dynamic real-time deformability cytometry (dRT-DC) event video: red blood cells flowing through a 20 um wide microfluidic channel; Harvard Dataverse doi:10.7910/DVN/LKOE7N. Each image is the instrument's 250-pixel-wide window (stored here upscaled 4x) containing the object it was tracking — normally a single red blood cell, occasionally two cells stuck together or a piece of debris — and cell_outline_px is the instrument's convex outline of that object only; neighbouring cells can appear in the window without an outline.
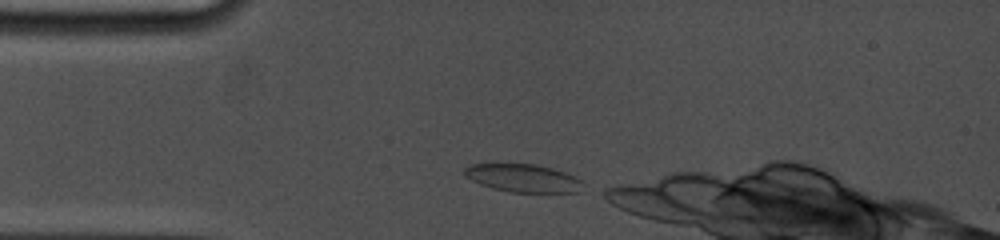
{"species": "common noctule bat (a hibernating species)", "species_latin": "Nyctalus noctula", "temperature_condition": "cold", "stored_images_in_passage": 5, "camera_frame_rate_fps": 5000, "um_per_image_px": 0.085, "animal": {"sex": "female", "body_mass_g": 19.0, "forearm_length_mm": 53.3}, "frame": {"image": 1, "passage_image": 1, "time_ms": 0.0, "image_size_px": [1000, 240], "cell_outline_px": [[580, 192], [508, 192], [492, 188], [480, 184], [464, 176], [464, 168], [468, 164], [536, 164], [552, 168], [564, 172], [580, 180]], "centroid_in_image_um": [44.38, 15.13], "position_along_channel_um": 40.6, "area_um2": 19.13}}
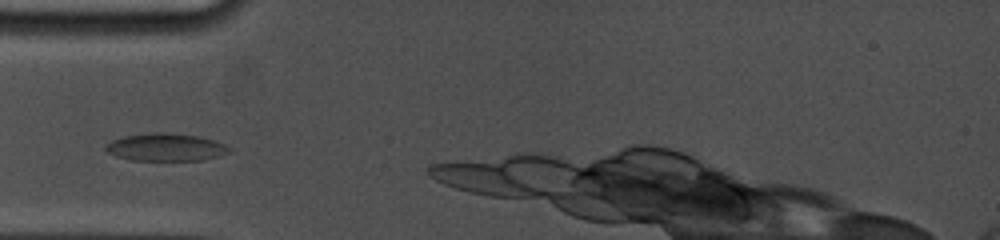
{"frame": {"image": 2, "passage_image": 3, "time_ms": 1.4, "image_size_px": [1000, 240], "cell_outline_px": [[232, 152], [200, 160], [132, 160], [116, 156], [108, 152], [104, 148], [112, 140], [124, 136], [156, 132], [168, 132], [196, 136], [212, 140], [224, 144], [232, 148]], "centroid_in_image_um": [14.09, 12.51], "position_along_channel_um": 70.9, "area_um2": 19.65}}